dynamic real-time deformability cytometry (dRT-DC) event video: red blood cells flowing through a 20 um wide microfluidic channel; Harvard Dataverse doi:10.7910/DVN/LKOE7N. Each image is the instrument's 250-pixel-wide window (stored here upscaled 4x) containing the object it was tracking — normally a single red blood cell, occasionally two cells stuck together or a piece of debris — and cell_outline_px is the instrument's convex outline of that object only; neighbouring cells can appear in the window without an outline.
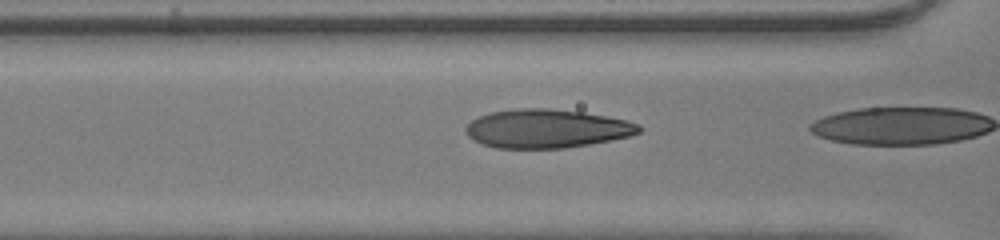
{"species": "human", "species_latin": "Homo sapiens", "temperature_condition": "room temperature", "stored_images_in_passage": 24, "camera_frame_rate_fps": 3000, "um_per_image_px": 0.085, "donor": {"sex": "male"}, "frame": {"image": 1, "passage_image": 23, "time_ms": 7.333, "image_size_px": [1000, 240], "cell_outline_px": [[640, 132], [628, 136], [588, 144], [564, 148], [496, 148], [480, 144], [468, 136], [464, 128], [472, 120], [480, 116], [492, 112], [516, 108], [544, 108], [580, 112], [604, 116], [624, 120], [640, 124]], "centroid_in_image_um": [46.41, 10.94], "position_along_channel_um": 120.2, "area_um2": 38.61}}